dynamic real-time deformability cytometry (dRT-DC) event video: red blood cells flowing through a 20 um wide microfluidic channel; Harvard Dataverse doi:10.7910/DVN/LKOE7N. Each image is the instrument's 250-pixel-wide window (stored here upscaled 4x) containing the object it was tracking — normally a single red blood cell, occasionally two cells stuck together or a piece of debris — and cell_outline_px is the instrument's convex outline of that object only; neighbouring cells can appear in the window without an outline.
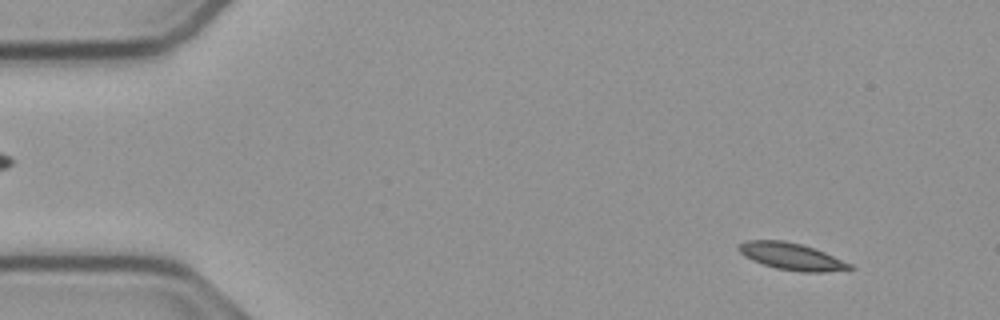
{"species": "common noctule bat (a hibernating species)", "species_latin": "Nyctalus noctula", "temperature_condition": "cold", "stored_images_in_passage": 23, "camera_frame_rate_fps": 3000, "um_per_image_px": 0.085, "animal": {"sex": "male", "body_mass_g": 23.1, "forearm_length_mm": 52.7}, "frame": {"image": 1, "passage_image": 5, "time_ms": 1.333, "image_size_px": [1000, 320], "cell_outline_px": [[856, 268], [824, 272], [800, 272], [776, 268], [752, 260], [744, 256], [736, 248], [736, 244], [744, 240], [784, 240], [800, 244], [824, 252], [852, 264]], "centroid_in_image_um": [67.23, 21.79], "position_along_channel_um": 17.8, "area_um2": 17.46}}
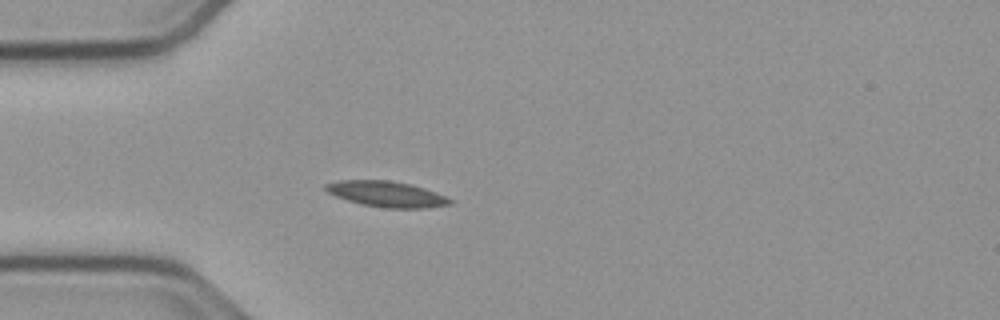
{"frame": {"image": 2, "passage_image": 15, "time_ms": 4.667, "image_size_px": [1000, 320], "cell_outline_px": [[452, 204], [428, 208], [384, 208], [360, 204], [336, 196], [328, 192], [324, 188], [324, 184], [340, 180], [388, 180], [408, 184], [424, 188], [436, 192], [452, 200]], "centroid_in_image_um": [32.85, 16.5], "position_along_channel_um": 52.1, "area_um2": 18.55}}
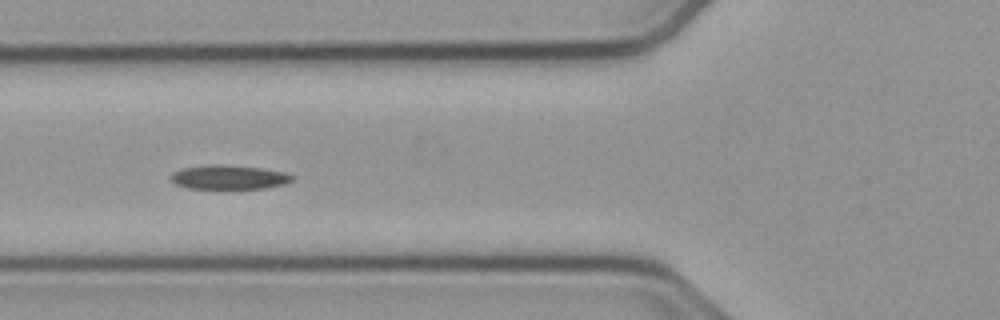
{"frame": {"image": 3, "passage_image": 20, "time_ms": 6.333, "image_size_px": [1000, 320], "cell_outline_px": [[296, 176], [292, 180], [284, 184], [264, 188], [188, 188], [176, 184], [168, 180], [168, 176], [172, 172], [180, 168], [208, 164], [224, 164], [260, 168], [284, 172]], "centroid_in_image_um": [19.39, 15.04], "position_along_channel_um": 106.4, "area_um2": 17.28}}